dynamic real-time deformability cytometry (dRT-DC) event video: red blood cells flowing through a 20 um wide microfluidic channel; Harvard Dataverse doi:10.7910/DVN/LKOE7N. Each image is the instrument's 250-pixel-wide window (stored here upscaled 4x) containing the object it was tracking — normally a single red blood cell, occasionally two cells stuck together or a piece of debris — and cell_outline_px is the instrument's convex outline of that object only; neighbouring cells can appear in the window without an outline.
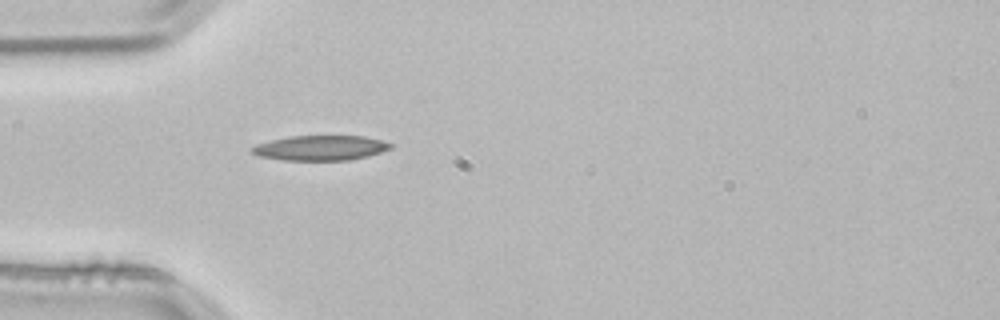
{"species": "common noctule bat (a hibernating species)", "species_latin": "Nyctalus noctula", "temperature_condition": "room temperature", "stored_images_in_passage": 4, "camera_frame_rate_fps": 3000, "um_per_image_px": 0.085, "animal": {"sex": "male", "body_mass_g": 21.5, "forearm_length_mm": 52.0}, "frame": {"image": 1, "passage_image": 4, "time_ms": 1.0, "image_size_px": [1000, 320], "cell_outline_px": [[392, 148], [368, 156], [348, 160], [284, 160], [260, 156], [252, 152], [248, 148], [256, 144], [288, 136], [364, 136], [380, 140], [392, 144]], "centroid_in_image_um": [27.22, 12.57], "position_along_channel_um": 57.8, "area_um2": 20.06}}